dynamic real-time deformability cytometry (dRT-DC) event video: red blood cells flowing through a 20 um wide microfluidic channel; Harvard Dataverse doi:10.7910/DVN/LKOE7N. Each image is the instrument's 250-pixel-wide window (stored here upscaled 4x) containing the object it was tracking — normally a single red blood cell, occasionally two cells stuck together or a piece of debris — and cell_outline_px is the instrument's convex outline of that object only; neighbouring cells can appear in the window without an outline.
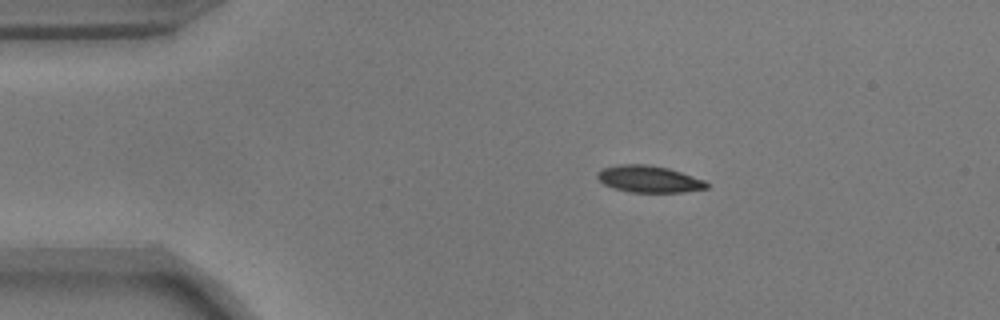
{"species": "common noctule bat (a hibernating species)", "species_latin": "Nyctalus noctula", "temperature_condition": "warm", "stored_images_in_passage": 45, "camera_frame_rate_fps": 3000, "um_per_image_px": 0.085, "animal": {"sex": "male", "body_mass_g": 17.9}, "frame": {"image": 1, "passage_image": 1, "time_ms": 0.0, "image_size_px": [1000, 320], "cell_outline_px": [[708, 188], [684, 192], [628, 192], [612, 188], [604, 184], [596, 176], [596, 172], [600, 168], [616, 164], [648, 164], [668, 168], [704, 180], [708, 184]], "centroid_in_image_um": [55.1, 15.21], "position_along_channel_um": 29.9, "area_um2": 17.22}}
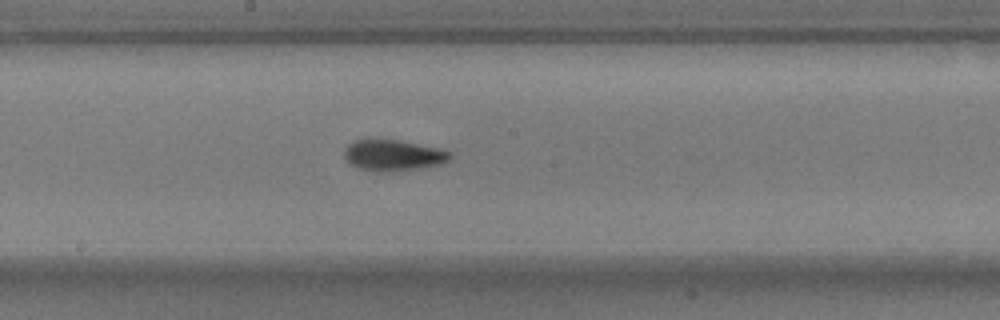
{"frame": {"image": 2, "passage_image": 20, "time_ms": 6.333, "image_size_px": [1000, 320], "cell_outline_px": [[452, 156], [448, 160], [440, 164], [420, 168], [380, 172], [360, 168], [352, 164], [344, 156], [344, 148], [352, 140], [368, 136], [372, 136], [400, 140], [440, 148], [452, 152]], "centroid_in_image_um": [33.38, 13.13], "position_along_channel_um": 214.8, "area_um2": 19.71}}
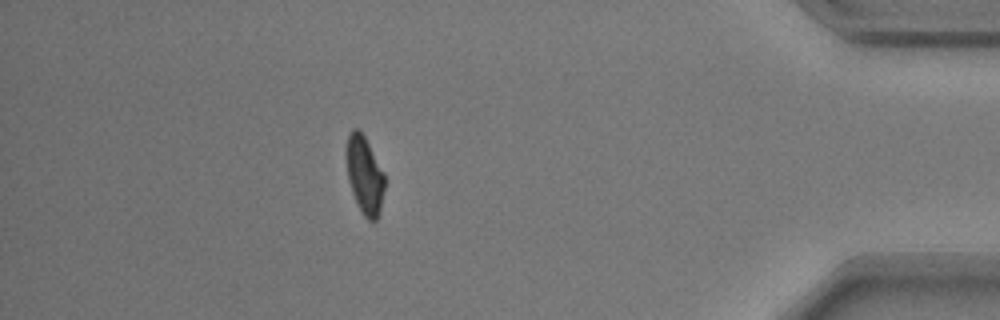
{"frame": {"image": 3, "passage_image": 39, "time_ms": 12.667, "image_size_px": [1000, 320], "cell_outline_px": [[384, 188], [380, 212], [376, 220], [368, 220], [364, 216], [356, 204], [348, 180], [348, 132], [352, 128], [356, 128], [364, 136], [384, 172]], "centroid_in_image_um": [31.01, 14.93], "position_along_channel_um": 404.2, "area_um2": 16.94}, "authors_computed_cell_mechanics": {"area_um2": 18.2648, "velocity_mm_per_s": 3.7238, "shape_relaxation_time_tau1_ms": 3.3267, "shape_relaxation_time_tau2_ms": 2.9055, "deformation_change_tau1": 0.1485, "deformation_change_tau2": 0.0787}}